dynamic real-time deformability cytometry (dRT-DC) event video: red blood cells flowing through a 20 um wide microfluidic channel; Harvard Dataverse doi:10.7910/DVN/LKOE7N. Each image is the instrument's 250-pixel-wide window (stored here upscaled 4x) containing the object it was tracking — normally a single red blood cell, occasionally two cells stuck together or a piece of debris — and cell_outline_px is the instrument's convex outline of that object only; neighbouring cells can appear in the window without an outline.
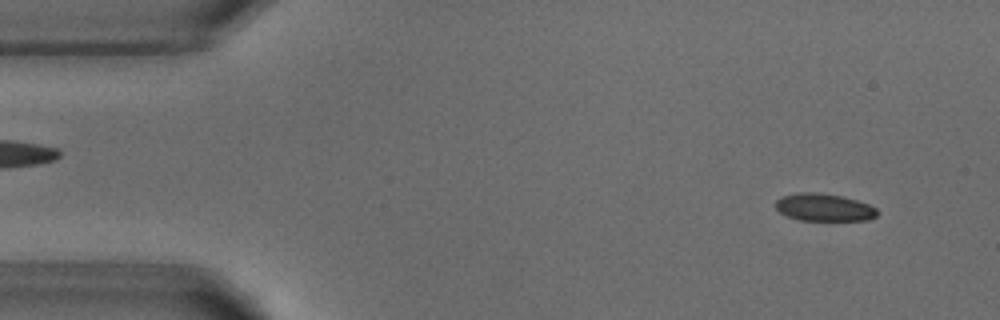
{"species": "common noctule bat (a hibernating species)", "species_latin": "Nyctalus noctula", "temperature_condition": "warm", "stored_images_in_passage": 7, "camera_frame_rate_fps": 3000, "um_per_image_px": 0.085, "animal": {"sex": "male", "body_mass_g": 18.8}, "frame": {"image": 1, "passage_image": 4, "time_ms": 1.0, "image_size_px": [1000, 320], "cell_outline_px": [[876, 216], [868, 220], [800, 220], [788, 216], [780, 212], [776, 208], [776, 200], [784, 196], [800, 192], [816, 192], [840, 196], [856, 200], [868, 204], [876, 208]], "centroid_in_image_um": [70.03, 17.63], "position_along_channel_um": 15.0, "area_um2": 16.01}}